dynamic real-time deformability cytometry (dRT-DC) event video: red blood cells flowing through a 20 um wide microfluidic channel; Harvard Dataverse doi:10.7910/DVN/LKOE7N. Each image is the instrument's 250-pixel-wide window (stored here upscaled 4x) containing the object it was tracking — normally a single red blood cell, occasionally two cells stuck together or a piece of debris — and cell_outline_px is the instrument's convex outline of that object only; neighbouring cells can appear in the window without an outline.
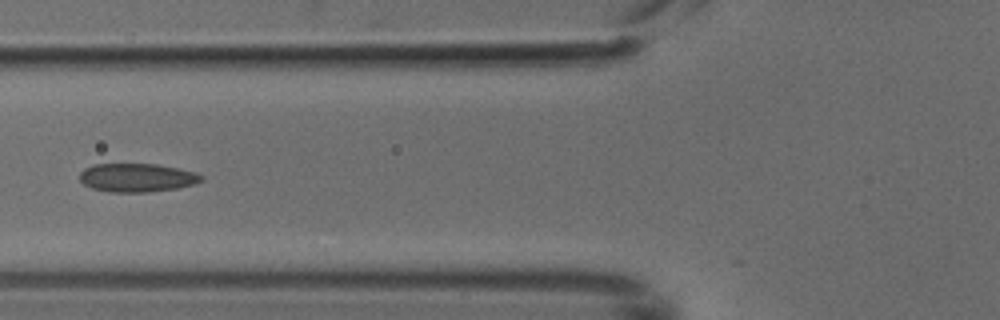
{"species": "common noctule bat (a hibernating species)", "species_latin": "Nyctalus noctula", "temperature_condition": "cold", "stored_images_in_passage": 6, "camera_frame_rate_fps": 3000, "um_per_image_px": 0.085, "animal": {"sex": "male", "body_mass_g": 18.8}, "frame": {"image": 1, "passage_image": 6, "time_ms": 1.667, "image_size_px": [1000, 320], "cell_outline_px": [[204, 180], [196, 184], [176, 188], [148, 192], [108, 192], [92, 188], [84, 184], [80, 180], [80, 172], [84, 168], [92, 164], [156, 164], [196, 172], [204, 176]], "centroid_in_image_um": [11.65, 15.1], "position_along_channel_um": 114.1, "area_um2": 20.35}}